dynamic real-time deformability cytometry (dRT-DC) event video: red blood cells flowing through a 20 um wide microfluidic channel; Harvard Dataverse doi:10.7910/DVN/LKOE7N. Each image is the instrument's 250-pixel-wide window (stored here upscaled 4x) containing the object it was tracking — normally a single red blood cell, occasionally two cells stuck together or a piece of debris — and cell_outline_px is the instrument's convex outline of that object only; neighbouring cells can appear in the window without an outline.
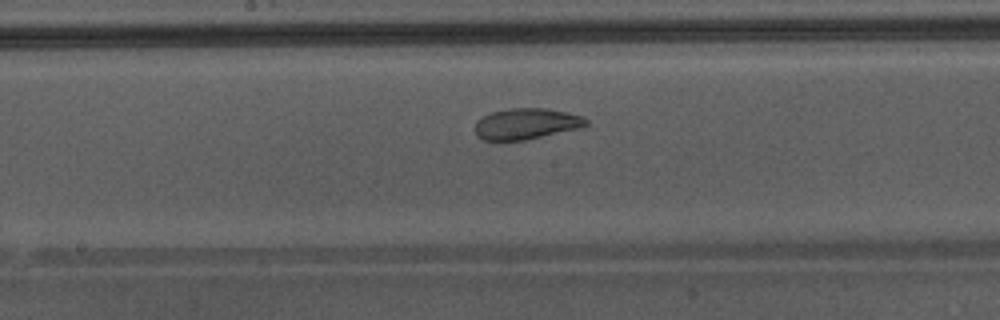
{"species": "Egyptian fruit bat (a non-hibernating species)", "species_latin": "Rousettus aegyptiacus", "temperature_condition": "warm", "stored_images_in_passage": 38, "camera_frame_rate_fps": 3000, "um_per_image_px": 0.085, "animal": {"sex": "male"}, "frame": {"image": 1, "passage_image": 17, "time_ms": 5.333, "image_size_px": [1000, 320], "cell_outline_px": [[588, 124], [580, 128], [524, 140], [484, 140], [476, 136], [476, 120], [492, 112], [508, 108], [548, 108], [568, 112], [584, 116], [588, 120]], "centroid_in_image_um": [44.76, 10.51], "position_along_channel_um": 203.4, "area_um2": 20.11}}
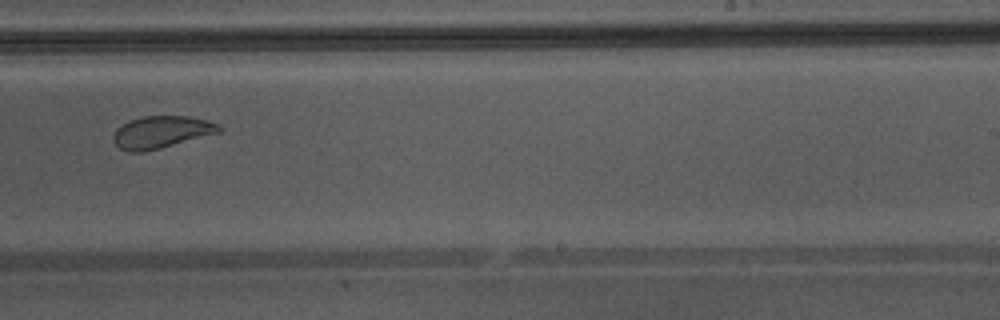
{"frame": {"image": 2, "passage_image": 22, "time_ms": 7.0, "image_size_px": [1000, 320], "cell_outline_px": [[220, 132], [160, 148], [140, 152], [128, 152], [120, 148], [112, 140], [112, 136], [116, 128], [120, 124], [128, 120], [144, 116], [188, 116], [208, 120], [216, 124], [220, 128]], "centroid_in_image_um": [13.64, 11.22], "position_along_channel_um": 275.4, "area_um2": 19.77}, "authors_computed_cell_mechanics": {"area_um2": 22.7443, "velocity_mm_per_s": 4.3224, "shape_relaxation_time_tau1_ms": null, "shape_relaxation_time_tau2_ms": 0.8892, "deformation_change_tau1": null, "deformation_change_tau2": 0.0702}}